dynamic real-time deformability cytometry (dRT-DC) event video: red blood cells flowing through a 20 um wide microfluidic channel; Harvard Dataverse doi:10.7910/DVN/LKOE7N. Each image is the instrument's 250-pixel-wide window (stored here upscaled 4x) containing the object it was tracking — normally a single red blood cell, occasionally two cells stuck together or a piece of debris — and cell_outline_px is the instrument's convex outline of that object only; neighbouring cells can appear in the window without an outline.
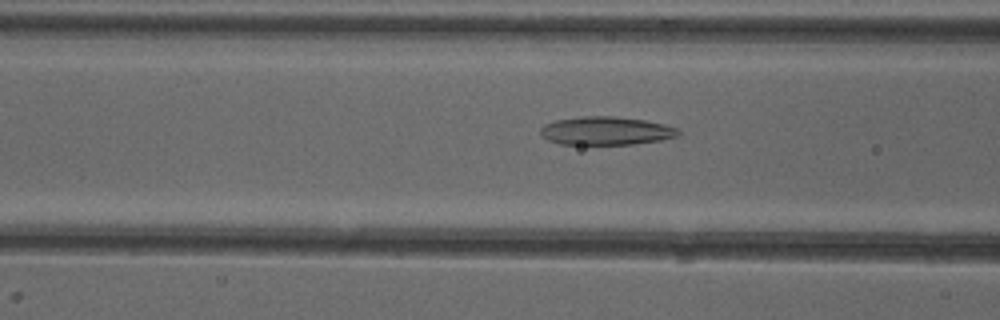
{"species": "common noctule bat (a hibernating species)", "species_latin": "Nyctalus noctula", "temperature_condition": "cold", "stored_images_in_passage": 37, "camera_frame_rate_fps": 3000, "um_per_image_px": 0.085, "animal": {"sex": "female"}, "frame": {"image": 1, "passage_image": 20, "time_ms": 6.333, "image_size_px": [1000, 320], "cell_outline_px": [[680, 136], [660, 140], [632, 144], [560, 144], [548, 140], [540, 132], [540, 128], [544, 124], [556, 120], [580, 116], [612, 116], [644, 120], [664, 124], [676, 128], [680, 132]], "centroid_in_image_um": [51.51, 11.11], "position_along_channel_um": 115.1, "area_um2": 22.66}}
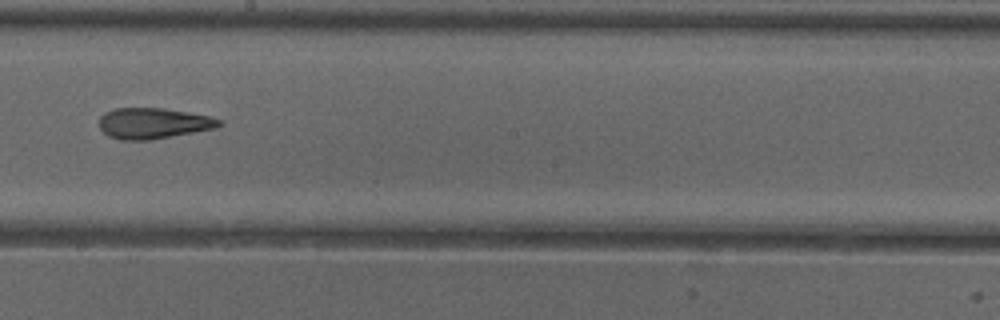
{"frame": {"image": 2, "passage_image": 29, "time_ms": 9.333, "image_size_px": [1000, 320], "cell_outline_px": [[224, 124], [216, 128], [148, 140], [120, 140], [108, 136], [100, 128], [100, 116], [104, 112], [116, 108], [164, 108], [188, 112], [208, 116], [220, 120]], "centroid_in_image_um": [13.01, 10.47], "position_along_channel_um": 235.2, "area_um2": 21.44}}
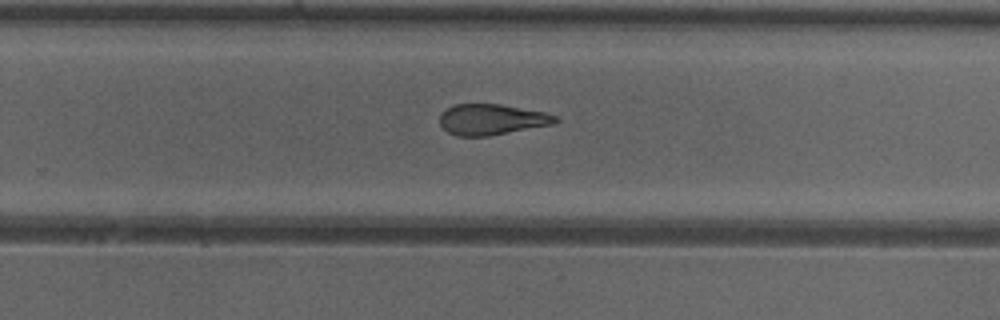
{"frame": {"image": 3, "passage_image": 33, "time_ms": 10.667, "image_size_px": [1000, 320], "cell_outline_px": [[560, 120], [552, 124], [488, 136], [456, 136], [448, 132], [440, 124], [440, 116], [452, 104], [500, 104], [544, 112], [556, 116]], "centroid_in_image_um": [41.78, 10.15], "position_along_channel_um": 288.0, "area_um2": 20.52}}